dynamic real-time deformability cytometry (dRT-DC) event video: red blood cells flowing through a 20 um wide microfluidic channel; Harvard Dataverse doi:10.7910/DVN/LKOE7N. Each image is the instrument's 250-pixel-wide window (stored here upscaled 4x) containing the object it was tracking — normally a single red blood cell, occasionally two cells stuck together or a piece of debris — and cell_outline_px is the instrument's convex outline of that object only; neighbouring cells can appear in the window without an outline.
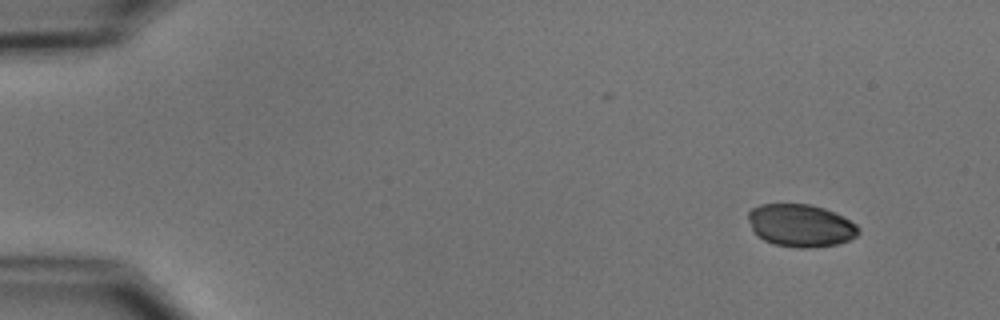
{"species": "common noctule bat (a hibernating species)", "species_latin": "Nyctalus noctula", "temperature_condition": "cold", "stored_images_in_passage": 3, "camera_frame_rate_fps": 3000, "um_per_image_px": 0.085, "animal": {"sex": "male", "body_mass_g": 15.6}, "frame": {"image": 1, "passage_image": 1, "time_ms": 0.0, "image_size_px": [1000, 320], "cell_outline_px": [[860, 232], [856, 236], [848, 240], [836, 244], [812, 248], [796, 248], [776, 244], [764, 240], [756, 236], [748, 220], [748, 212], [752, 208], [760, 204], [812, 204], [824, 208], [844, 216], [856, 224], [860, 228]], "centroid_in_image_um": [68.06, 19.16], "position_along_channel_um": 16.9, "area_um2": 27.57}}